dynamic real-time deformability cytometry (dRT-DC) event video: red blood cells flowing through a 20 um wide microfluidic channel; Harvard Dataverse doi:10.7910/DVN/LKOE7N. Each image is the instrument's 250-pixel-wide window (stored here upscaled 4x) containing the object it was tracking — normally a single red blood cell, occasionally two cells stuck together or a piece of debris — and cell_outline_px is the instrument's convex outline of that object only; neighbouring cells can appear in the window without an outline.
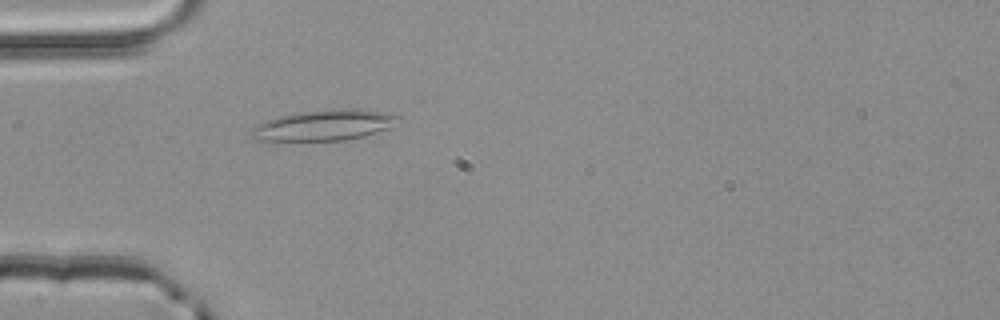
{"species": "common noctule bat (a hibernating species)", "species_latin": "Nyctalus noctula", "temperature_condition": "room temperature", "stored_images_in_passage": 4, "camera_frame_rate_fps": 3000, "um_per_image_px": 0.085, "animal": {"sex": "male", "body_mass_g": 20.4}, "frame": {"image": 1, "passage_image": 4, "time_ms": 1.0, "image_size_px": [1000, 320], "cell_outline_px": [[400, 116], [388, 128], [364, 136], [344, 140], [260, 140], [248, 136], [252, 128], [268, 120], [280, 116], [300, 112], [348, 108], [364, 108], [388, 112]], "centroid_in_image_um": [27.58, 10.63], "position_along_channel_um": 57.4, "area_um2": 25.89}}